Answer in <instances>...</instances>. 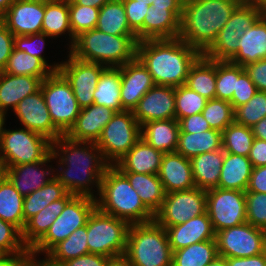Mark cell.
<instances>
[{
	"instance_id": "64",
	"label": "cell",
	"mask_w": 266,
	"mask_h": 266,
	"mask_svg": "<svg viewBox=\"0 0 266 266\" xmlns=\"http://www.w3.org/2000/svg\"><path fill=\"white\" fill-rule=\"evenodd\" d=\"M23 255L0 254V266H14Z\"/></svg>"
},
{
	"instance_id": "4",
	"label": "cell",
	"mask_w": 266,
	"mask_h": 266,
	"mask_svg": "<svg viewBox=\"0 0 266 266\" xmlns=\"http://www.w3.org/2000/svg\"><path fill=\"white\" fill-rule=\"evenodd\" d=\"M96 207L103 213L129 224L147 223L154 215L145 207L128 179L115 167L109 166L101 180Z\"/></svg>"
},
{
	"instance_id": "10",
	"label": "cell",
	"mask_w": 266,
	"mask_h": 266,
	"mask_svg": "<svg viewBox=\"0 0 266 266\" xmlns=\"http://www.w3.org/2000/svg\"><path fill=\"white\" fill-rule=\"evenodd\" d=\"M51 143L46 137L27 128L10 130L4 127L0 161L6 168L42 161L51 152Z\"/></svg>"
},
{
	"instance_id": "9",
	"label": "cell",
	"mask_w": 266,
	"mask_h": 266,
	"mask_svg": "<svg viewBox=\"0 0 266 266\" xmlns=\"http://www.w3.org/2000/svg\"><path fill=\"white\" fill-rule=\"evenodd\" d=\"M141 138V125L133 111L116 112L103 128L96 145L104 160L114 166Z\"/></svg>"
},
{
	"instance_id": "11",
	"label": "cell",
	"mask_w": 266,
	"mask_h": 266,
	"mask_svg": "<svg viewBox=\"0 0 266 266\" xmlns=\"http://www.w3.org/2000/svg\"><path fill=\"white\" fill-rule=\"evenodd\" d=\"M54 126L63 134L75 124L81 108L69 82L59 72H52L42 81L41 88Z\"/></svg>"
},
{
	"instance_id": "48",
	"label": "cell",
	"mask_w": 266,
	"mask_h": 266,
	"mask_svg": "<svg viewBox=\"0 0 266 266\" xmlns=\"http://www.w3.org/2000/svg\"><path fill=\"white\" fill-rule=\"evenodd\" d=\"M266 117V92L257 91L245 104L234 109V122L253 127L262 118Z\"/></svg>"
},
{
	"instance_id": "36",
	"label": "cell",
	"mask_w": 266,
	"mask_h": 266,
	"mask_svg": "<svg viewBox=\"0 0 266 266\" xmlns=\"http://www.w3.org/2000/svg\"><path fill=\"white\" fill-rule=\"evenodd\" d=\"M121 67H106L99 77L94 91V104L108 107L115 112H122L120 97Z\"/></svg>"
},
{
	"instance_id": "74",
	"label": "cell",
	"mask_w": 266,
	"mask_h": 266,
	"mask_svg": "<svg viewBox=\"0 0 266 266\" xmlns=\"http://www.w3.org/2000/svg\"><path fill=\"white\" fill-rule=\"evenodd\" d=\"M36 254H35V266H46L44 263H43V260H36Z\"/></svg>"
},
{
	"instance_id": "37",
	"label": "cell",
	"mask_w": 266,
	"mask_h": 266,
	"mask_svg": "<svg viewBox=\"0 0 266 266\" xmlns=\"http://www.w3.org/2000/svg\"><path fill=\"white\" fill-rule=\"evenodd\" d=\"M186 86L210 100L216 95V61L203 54L191 66Z\"/></svg>"
},
{
	"instance_id": "5",
	"label": "cell",
	"mask_w": 266,
	"mask_h": 266,
	"mask_svg": "<svg viewBox=\"0 0 266 266\" xmlns=\"http://www.w3.org/2000/svg\"><path fill=\"white\" fill-rule=\"evenodd\" d=\"M137 44V36L111 35L95 28L77 36L69 53L84 62L121 67L136 58Z\"/></svg>"
},
{
	"instance_id": "14",
	"label": "cell",
	"mask_w": 266,
	"mask_h": 266,
	"mask_svg": "<svg viewBox=\"0 0 266 266\" xmlns=\"http://www.w3.org/2000/svg\"><path fill=\"white\" fill-rule=\"evenodd\" d=\"M206 194V211L216 233L247 222L244 191L217 187L207 190Z\"/></svg>"
},
{
	"instance_id": "57",
	"label": "cell",
	"mask_w": 266,
	"mask_h": 266,
	"mask_svg": "<svg viewBox=\"0 0 266 266\" xmlns=\"http://www.w3.org/2000/svg\"><path fill=\"white\" fill-rule=\"evenodd\" d=\"M180 132L185 133H197L210 130L208 122L203 117L202 113L193 114L188 117H184L179 121Z\"/></svg>"
},
{
	"instance_id": "66",
	"label": "cell",
	"mask_w": 266,
	"mask_h": 266,
	"mask_svg": "<svg viewBox=\"0 0 266 266\" xmlns=\"http://www.w3.org/2000/svg\"><path fill=\"white\" fill-rule=\"evenodd\" d=\"M77 5L101 8L110 0H73Z\"/></svg>"
},
{
	"instance_id": "27",
	"label": "cell",
	"mask_w": 266,
	"mask_h": 266,
	"mask_svg": "<svg viewBox=\"0 0 266 266\" xmlns=\"http://www.w3.org/2000/svg\"><path fill=\"white\" fill-rule=\"evenodd\" d=\"M164 153L142 138L114 165L120 172L158 175Z\"/></svg>"
},
{
	"instance_id": "22",
	"label": "cell",
	"mask_w": 266,
	"mask_h": 266,
	"mask_svg": "<svg viewBox=\"0 0 266 266\" xmlns=\"http://www.w3.org/2000/svg\"><path fill=\"white\" fill-rule=\"evenodd\" d=\"M115 113L108 107L96 104L82 108L66 136L74 141L97 142L103 128Z\"/></svg>"
},
{
	"instance_id": "73",
	"label": "cell",
	"mask_w": 266,
	"mask_h": 266,
	"mask_svg": "<svg viewBox=\"0 0 266 266\" xmlns=\"http://www.w3.org/2000/svg\"><path fill=\"white\" fill-rule=\"evenodd\" d=\"M6 177V167L5 165L0 161V183L4 180Z\"/></svg>"
},
{
	"instance_id": "61",
	"label": "cell",
	"mask_w": 266,
	"mask_h": 266,
	"mask_svg": "<svg viewBox=\"0 0 266 266\" xmlns=\"http://www.w3.org/2000/svg\"><path fill=\"white\" fill-rule=\"evenodd\" d=\"M227 266H266V251L256 256L245 258H226Z\"/></svg>"
},
{
	"instance_id": "41",
	"label": "cell",
	"mask_w": 266,
	"mask_h": 266,
	"mask_svg": "<svg viewBox=\"0 0 266 266\" xmlns=\"http://www.w3.org/2000/svg\"><path fill=\"white\" fill-rule=\"evenodd\" d=\"M217 256L216 240H206L173 251L172 266H209Z\"/></svg>"
},
{
	"instance_id": "55",
	"label": "cell",
	"mask_w": 266,
	"mask_h": 266,
	"mask_svg": "<svg viewBox=\"0 0 266 266\" xmlns=\"http://www.w3.org/2000/svg\"><path fill=\"white\" fill-rule=\"evenodd\" d=\"M14 35L0 21V71L5 68L14 48Z\"/></svg>"
},
{
	"instance_id": "1",
	"label": "cell",
	"mask_w": 266,
	"mask_h": 266,
	"mask_svg": "<svg viewBox=\"0 0 266 266\" xmlns=\"http://www.w3.org/2000/svg\"><path fill=\"white\" fill-rule=\"evenodd\" d=\"M51 153L54 159L59 158L61 168L54 177L67 192L96 199L92 187L96 186L99 195L101 180L110 166L96 142L74 141L62 135L51 143Z\"/></svg>"
},
{
	"instance_id": "45",
	"label": "cell",
	"mask_w": 266,
	"mask_h": 266,
	"mask_svg": "<svg viewBox=\"0 0 266 266\" xmlns=\"http://www.w3.org/2000/svg\"><path fill=\"white\" fill-rule=\"evenodd\" d=\"M245 70L229 61H216L215 98L230 102L237 86L239 75Z\"/></svg>"
},
{
	"instance_id": "25",
	"label": "cell",
	"mask_w": 266,
	"mask_h": 266,
	"mask_svg": "<svg viewBox=\"0 0 266 266\" xmlns=\"http://www.w3.org/2000/svg\"><path fill=\"white\" fill-rule=\"evenodd\" d=\"M44 79L0 71V114L6 116L9 107L14 110L26 96L39 91Z\"/></svg>"
},
{
	"instance_id": "19",
	"label": "cell",
	"mask_w": 266,
	"mask_h": 266,
	"mask_svg": "<svg viewBox=\"0 0 266 266\" xmlns=\"http://www.w3.org/2000/svg\"><path fill=\"white\" fill-rule=\"evenodd\" d=\"M155 85L151 74L137 57L122 65L120 97L123 110L133 111Z\"/></svg>"
},
{
	"instance_id": "28",
	"label": "cell",
	"mask_w": 266,
	"mask_h": 266,
	"mask_svg": "<svg viewBox=\"0 0 266 266\" xmlns=\"http://www.w3.org/2000/svg\"><path fill=\"white\" fill-rule=\"evenodd\" d=\"M74 196L67 193L63 198L50 203L26 222L22 231V240L29 250L47 233L50 226L64 210L65 205Z\"/></svg>"
},
{
	"instance_id": "75",
	"label": "cell",
	"mask_w": 266,
	"mask_h": 266,
	"mask_svg": "<svg viewBox=\"0 0 266 266\" xmlns=\"http://www.w3.org/2000/svg\"><path fill=\"white\" fill-rule=\"evenodd\" d=\"M139 2H146L149 6L153 3V0H137Z\"/></svg>"
},
{
	"instance_id": "16",
	"label": "cell",
	"mask_w": 266,
	"mask_h": 266,
	"mask_svg": "<svg viewBox=\"0 0 266 266\" xmlns=\"http://www.w3.org/2000/svg\"><path fill=\"white\" fill-rule=\"evenodd\" d=\"M68 57L67 61L60 62L58 71L69 82L78 105L82 109L94 104L93 94L106 66L78 60L70 53Z\"/></svg>"
},
{
	"instance_id": "20",
	"label": "cell",
	"mask_w": 266,
	"mask_h": 266,
	"mask_svg": "<svg viewBox=\"0 0 266 266\" xmlns=\"http://www.w3.org/2000/svg\"><path fill=\"white\" fill-rule=\"evenodd\" d=\"M133 114L141 126L150 121L175 118V88L155 85L140 99Z\"/></svg>"
},
{
	"instance_id": "39",
	"label": "cell",
	"mask_w": 266,
	"mask_h": 266,
	"mask_svg": "<svg viewBox=\"0 0 266 266\" xmlns=\"http://www.w3.org/2000/svg\"><path fill=\"white\" fill-rule=\"evenodd\" d=\"M67 193L65 187L54 177L45 186L24 196V227L30 218L41 212L50 203L63 198Z\"/></svg>"
},
{
	"instance_id": "53",
	"label": "cell",
	"mask_w": 266,
	"mask_h": 266,
	"mask_svg": "<svg viewBox=\"0 0 266 266\" xmlns=\"http://www.w3.org/2000/svg\"><path fill=\"white\" fill-rule=\"evenodd\" d=\"M126 10L130 29L136 34L137 40L143 41V21L149 9L146 2L137 0H122Z\"/></svg>"
},
{
	"instance_id": "21",
	"label": "cell",
	"mask_w": 266,
	"mask_h": 266,
	"mask_svg": "<svg viewBox=\"0 0 266 266\" xmlns=\"http://www.w3.org/2000/svg\"><path fill=\"white\" fill-rule=\"evenodd\" d=\"M52 159L54 160L50 152L42 161L10 166L6 168V178L22 196L29 195L54 179L55 173L51 172L56 171L52 169V166H49L50 169L42 168L48 166L46 164L51 162Z\"/></svg>"
},
{
	"instance_id": "70",
	"label": "cell",
	"mask_w": 266,
	"mask_h": 266,
	"mask_svg": "<svg viewBox=\"0 0 266 266\" xmlns=\"http://www.w3.org/2000/svg\"><path fill=\"white\" fill-rule=\"evenodd\" d=\"M250 2L256 4L263 13L266 12V0H250Z\"/></svg>"
},
{
	"instance_id": "35",
	"label": "cell",
	"mask_w": 266,
	"mask_h": 266,
	"mask_svg": "<svg viewBox=\"0 0 266 266\" xmlns=\"http://www.w3.org/2000/svg\"><path fill=\"white\" fill-rule=\"evenodd\" d=\"M69 34L71 41L69 49L74 45L75 37L72 35L69 20V0H45V13L42 22V33L51 38Z\"/></svg>"
},
{
	"instance_id": "72",
	"label": "cell",
	"mask_w": 266,
	"mask_h": 266,
	"mask_svg": "<svg viewBox=\"0 0 266 266\" xmlns=\"http://www.w3.org/2000/svg\"><path fill=\"white\" fill-rule=\"evenodd\" d=\"M6 116L0 114V147H1V139H2V132L5 125V118Z\"/></svg>"
},
{
	"instance_id": "13",
	"label": "cell",
	"mask_w": 266,
	"mask_h": 266,
	"mask_svg": "<svg viewBox=\"0 0 266 266\" xmlns=\"http://www.w3.org/2000/svg\"><path fill=\"white\" fill-rule=\"evenodd\" d=\"M205 190L194 187L188 190L167 193L154 220L164 227L176 226L204 214L207 209Z\"/></svg>"
},
{
	"instance_id": "2",
	"label": "cell",
	"mask_w": 266,
	"mask_h": 266,
	"mask_svg": "<svg viewBox=\"0 0 266 266\" xmlns=\"http://www.w3.org/2000/svg\"><path fill=\"white\" fill-rule=\"evenodd\" d=\"M201 55L199 50L178 37L139 41L136 57L156 85L176 88L186 84L191 66Z\"/></svg>"
},
{
	"instance_id": "43",
	"label": "cell",
	"mask_w": 266,
	"mask_h": 266,
	"mask_svg": "<svg viewBox=\"0 0 266 266\" xmlns=\"http://www.w3.org/2000/svg\"><path fill=\"white\" fill-rule=\"evenodd\" d=\"M87 223L75 230L68 238L55 245L47 255L54 261L64 263L70 259L89 254Z\"/></svg>"
},
{
	"instance_id": "68",
	"label": "cell",
	"mask_w": 266,
	"mask_h": 266,
	"mask_svg": "<svg viewBox=\"0 0 266 266\" xmlns=\"http://www.w3.org/2000/svg\"><path fill=\"white\" fill-rule=\"evenodd\" d=\"M45 257L46 258L43 259V263L46 266H67L65 263L52 260L47 254H45Z\"/></svg>"
},
{
	"instance_id": "38",
	"label": "cell",
	"mask_w": 266,
	"mask_h": 266,
	"mask_svg": "<svg viewBox=\"0 0 266 266\" xmlns=\"http://www.w3.org/2000/svg\"><path fill=\"white\" fill-rule=\"evenodd\" d=\"M96 29L111 35L136 36L129 27L122 0H110L100 8Z\"/></svg>"
},
{
	"instance_id": "23",
	"label": "cell",
	"mask_w": 266,
	"mask_h": 266,
	"mask_svg": "<svg viewBox=\"0 0 266 266\" xmlns=\"http://www.w3.org/2000/svg\"><path fill=\"white\" fill-rule=\"evenodd\" d=\"M172 252L206 240H216V232L207 211L186 223L166 228Z\"/></svg>"
},
{
	"instance_id": "54",
	"label": "cell",
	"mask_w": 266,
	"mask_h": 266,
	"mask_svg": "<svg viewBox=\"0 0 266 266\" xmlns=\"http://www.w3.org/2000/svg\"><path fill=\"white\" fill-rule=\"evenodd\" d=\"M257 87L244 70L237 79L236 90L230 101L233 109L247 103L257 92Z\"/></svg>"
},
{
	"instance_id": "6",
	"label": "cell",
	"mask_w": 266,
	"mask_h": 266,
	"mask_svg": "<svg viewBox=\"0 0 266 266\" xmlns=\"http://www.w3.org/2000/svg\"><path fill=\"white\" fill-rule=\"evenodd\" d=\"M123 259L132 266H172L166 229L155 220L130 224Z\"/></svg>"
},
{
	"instance_id": "3",
	"label": "cell",
	"mask_w": 266,
	"mask_h": 266,
	"mask_svg": "<svg viewBox=\"0 0 266 266\" xmlns=\"http://www.w3.org/2000/svg\"><path fill=\"white\" fill-rule=\"evenodd\" d=\"M242 0H184L179 38L202 54Z\"/></svg>"
},
{
	"instance_id": "18",
	"label": "cell",
	"mask_w": 266,
	"mask_h": 266,
	"mask_svg": "<svg viewBox=\"0 0 266 266\" xmlns=\"http://www.w3.org/2000/svg\"><path fill=\"white\" fill-rule=\"evenodd\" d=\"M45 0H15L0 17L14 36L42 33Z\"/></svg>"
},
{
	"instance_id": "56",
	"label": "cell",
	"mask_w": 266,
	"mask_h": 266,
	"mask_svg": "<svg viewBox=\"0 0 266 266\" xmlns=\"http://www.w3.org/2000/svg\"><path fill=\"white\" fill-rule=\"evenodd\" d=\"M244 68L257 90L266 92V59L249 63Z\"/></svg>"
},
{
	"instance_id": "42",
	"label": "cell",
	"mask_w": 266,
	"mask_h": 266,
	"mask_svg": "<svg viewBox=\"0 0 266 266\" xmlns=\"http://www.w3.org/2000/svg\"><path fill=\"white\" fill-rule=\"evenodd\" d=\"M2 72L10 75H29L47 78L53 71L40 58L13 48Z\"/></svg>"
},
{
	"instance_id": "62",
	"label": "cell",
	"mask_w": 266,
	"mask_h": 266,
	"mask_svg": "<svg viewBox=\"0 0 266 266\" xmlns=\"http://www.w3.org/2000/svg\"><path fill=\"white\" fill-rule=\"evenodd\" d=\"M183 2L184 0H153L151 5L153 8L170 10L181 21Z\"/></svg>"
},
{
	"instance_id": "31",
	"label": "cell",
	"mask_w": 266,
	"mask_h": 266,
	"mask_svg": "<svg viewBox=\"0 0 266 266\" xmlns=\"http://www.w3.org/2000/svg\"><path fill=\"white\" fill-rule=\"evenodd\" d=\"M224 160V150L206 152L190 159L196 187L202 190L217 188Z\"/></svg>"
},
{
	"instance_id": "12",
	"label": "cell",
	"mask_w": 266,
	"mask_h": 266,
	"mask_svg": "<svg viewBox=\"0 0 266 266\" xmlns=\"http://www.w3.org/2000/svg\"><path fill=\"white\" fill-rule=\"evenodd\" d=\"M95 208L96 199L88 196H74L30 252L36 255L47 254L60 241L68 238L78 228L85 226Z\"/></svg>"
},
{
	"instance_id": "59",
	"label": "cell",
	"mask_w": 266,
	"mask_h": 266,
	"mask_svg": "<svg viewBox=\"0 0 266 266\" xmlns=\"http://www.w3.org/2000/svg\"><path fill=\"white\" fill-rule=\"evenodd\" d=\"M246 192L266 193V165L253 167Z\"/></svg>"
},
{
	"instance_id": "24",
	"label": "cell",
	"mask_w": 266,
	"mask_h": 266,
	"mask_svg": "<svg viewBox=\"0 0 266 266\" xmlns=\"http://www.w3.org/2000/svg\"><path fill=\"white\" fill-rule=\"evenodd\" d=\"M158 177L166 194L196 187L190 159L177 152L164 153Z\"/></svg>"
},
{
	"instance_id": "67",
	"label": "cell",
	"mask_w": 266,
	"mask_h": 266,
	"mask_svg": "<svg viewBox=\"0 0 266 266\" xmlns=\"http://www.w3.org/2000/svg\"><path fill=\"white\" fill-rule=\"evenodd\" d=\"M15 0H0V17L9 9Z\"/></svg>"
},
{
	"instance_id": "63",
	"label": "cell",
	"mask_w": 266,
	"mask_h": 266,
	"mask_svg": "<svg viewBox=\"0 0 266 266\" xmlns=\"http://www.w3.org/2000/svg\"><path fill=\"white\" fill-rule=\"evenodd\" d=\"M254 138L266 141V117L251 127Z\"/></svg>"
},
{
	"instance_id": "46",
	"label": "cell",
	"mask_w": 266,
	"mask_h": 266,
	"mask_svg": "<svg viewBox=\"0 0 266 266\" xmlns=\"http://www.w3.org/2000/svg\"><path fill=\"white\" fill-rule=\"evenodd\" d=\"M208 99L191 90L186 85L175 88V119L201 113Z\"/></svg>"
},
{
	"instance_id": "50",
	"label": "cell",
	"mask_w": 266,
	"mask_h": 266,
	"mask_svg": "<svg viewBox=\"0 0 266 266\" xmlns=\"http://www.w3.org/2000/svg\"><path fill=\"white\" fill-rule=\"evenodd\" d=\"M29 251L22 240V232L0 219V254L25 255Z\"/></svg>"
},
{
	"instance_id": "49",
	"label": "cell",
	"mask_w": 266,
	"mask_h": 266,
	"mask_svg": "<svg viewBox=\"0 0 266 266\" xmlns=\"http://www.w3.org/2000/svg\"><path fill=\"white\" fill-rule=\"evenodd\" d=\"M100 8L77 5L69 0V20L72 35L76 38L82 32L96 28Z\"/></svg>"
},
{
	"instance_id": "51",
	"label": "cell",
	"mask_w": 266,
	"mask_h": 266,
	"mask_svg": "<svg viewBox=\"0 0 266 266\" xmlns=\"http://www.w3.org/2000/svg\"><path fill=\"white\" fill-rule=\"evenodd\" d=\"M246 220L254 227L266 229V193L245 192Z\"/></svg>"
},
{
	"instance_id": "44",
	"label": "cell",
	"mask_w": 266,
	"mask_h": 266,
	"mask_svg": "<svg viewBox=\"0 0 266 266\" xmlns=\"http://www.w3.org/2000/svg\"><path fill=\"white\" fill-rule=\"evenodd\" d=\"M253 140L254 135L250 127L233 122L222 132V149L224 152L248 157Z\"/></svg>"
},
{
	"instance_id": "65",
	"label": "cell",
	"mask_w": 266,
	"mask_h": 266,
	"mask_svg": "<svg viewBox=\"0 0 266 266\" xmlns=\"http://www.w3.org/2000/svg\"><path fill=\"white\" fill-rule=\"evenodd\" d=\"M14 266H35V254L30 251L23 255Z\"/></svg>"
},
{
	"instance_id": "58",
	"label": "cell",
	"mask_w": 266,
	"mask_h": 266,
	"mask_svg": "<svg viewBox=\"0 0 266 266\" xmlns=\"http://www.w3.org/2000/svg\"><path fill=\"white\" fill-rule=\"evenodd\" d=\"M114 259L100 254L89 253L64 262L67 266H109Z\"/></svg>"
},
{
	"instance_id": "15",
	"label": "cell",
	"mask_w": 266,
	"mask_h": 266,
	"mask_svg": "<svg viewBox=\"0 0 266 266\" xmlns=\"http://www.w3.org/2000/svg\"><path fill=\"white\" fill-rule=\"evenodd\" d=\"M218 255L225 258H245L266 251L265 230L245 222L216 233Z\"/></svg>"
},
{
	"instance_id": "32",
	"label": "cell",
	"mask_w": 266,
	"mask_h": 266,
	"mask_svg": "<svg viewBox=\"0 0 266 266\" xmlns=\"http://www.w3.org/2000/svg\"><path fill=\"white\" fill-rule=\"evenodd\" d=\"M180 34V20L168 9L149 6L143 21V40L173 39Z\"/></svg>"
},
{
	"instance_id": "33",
	"label": "cell",
	"mask_w": 266,
	"mask_h": 266,
	"mask_svg": "<svg viewBox=\"0 0 266 266\" xmlns=\"http://www.w3.org/2000/svg\"><path fill=\"white\" fill-rule=\"evenodd\" d=\"M135 189L145 207L155 215L162 206L166 192L156 174L121 172Z\"/></svg>"
},
{
	"instance_id": "71",
	"label": "cell",
	"mask_w": 266,
	"mask_h": 266,
	"mask_svg": "<svg viewBox=\"0 0 266 266\" xmlns=\"http://www.w3.org/2000/svg\"><path fill=\"white\" fill-rule=\"evenodd\" d=\"M109 266H132L128 262H126L123 258L113 260Z\"/></svg>"
},
{
	"instance_id": "34",
	"label": "cell",
	"mask_w": 266,
	"mask_h": 266,
	"mask_svg": "<svg viewBox=\"0 0 266 266\" xmlns=\"http://www.w3.org/2000/svg\"><path fill=\"white\" fill-rule=\"evenodd\" d=\"M222 149V132L210 129L197 133L179 132L176 152L187 159Z\"/></svg>"
},
{
	"instance_id": "17",
	"label": "cell",
	"mask_w": 266,
	"mask_h": 266,
	"mask_svg": "<svg viewBox=\"0 0 266 266\" xmlns=\"http://www.w3.org/2000/svg\"><path fill=\"white\" fill-rule=\"evenodd\" d=\"M13 111L24 128L46 137L51 142L63 135L51 120L41 89L26 96Z\"/></svg>"
},
{
	"instance_id": "60",
	"label": "cell",
	"mask_w": 266,
	"mask_h": 266,
	"mask_svg": "<svg viewBox=\"0 0 266 266\" xmlns=\"http://www.w3.org/2000/svg\"><path fill=\"white\" fill-rule=\"evenodd\" d=\"M253 167L266 165V141L254 138L248 156Z\"/></svg>"
},
{
	"instance_id": "7",
	"label": "cell",
	"mask_w": 266,
	"mask_h": 266,
	"mask_svg": "<svg viewBox=\"0 0 266 266\" xmlns=\"http://www.w3.org/2000/svg\"><path fill=\"white\" fill-rule=\"evenodd\" d=\"M129 227L127 221L105 214L96 207L87 220L89 253L114 260L123 258Z\"/></svg>"
},
{
	"instance_id": "52",
	"label": "cell",
	"mask_w": 266,
	"mask_h": 266,
	"mask_svg": "<svg viewBox=\"0 0 266 266\" xmlns=\"http://www.w3.org/2000/svg\"><path fill=\"white\" fill-rule=\"evenodd\" d=\"M47 37L49 38L50 36H47L45 33L15 36L14 48L40 58L53 72H56L60 64L54 63L53 65H48L46 59L41 54Z\"/></svg>"
},
{
	"instance_id": "26",
	"label": "cell",
	"mask_w": 266,
	"mask_h": 266,
	"mask_svg": "<svg viewBox=\"0 0 266 266\" xmlns=\"http://www.w3.org/2000/svg\"><path fill=\"white\" fill-rule=\"evenodd\" d=\"M238 51L229 61L242 67L266 59V16L263 14L238 41Z\"/></svg>"
},
{
	"instance_id": "40",
	"label": "cell",
	"mask_w": 266,
	"mask_h": 266,
	"mask_svg": "<svg viewBox=\"0 0 266 266\" xmlns=\"http://www.w3.org/2000/svg\"><path fill=\"white\" fill-rule=\"evenodd\" d=\"M23 201L24 196L5 177L0 183V219L13 224L21 232L24 229Z\"/></svg>"
},
{
	"instance_id": "29",
	"label": "cell",
	"mask_w": 266,
	"mask_h": 266,
	"mask_svg": "<svg viewBox=\"0 0 266 266\" xmlns=\"http://www.w3.org/2000/svg\"><path fill=\"white\" fill-rule=\"evenodd\" d=\"M179 132V122L175 118L150 121L141 126V138L163 153L176 152Z\"/></svg>"
},
{
	"instance_id": "47",
	"label": "cell",
	"mask_w": 266,
	"mask_h": 266,
	"mask_svg": "<svg viewBox=\"0 0 266 266\" xmlns=\"http://www.w3.org/2000/svg\"><path fill=\"white\" fill-rule=\"evenodd\" d=\"M201 113L211 129L221 132L234 122V109L231 103L225 100L217 98L207 100Z\"/></svg>"
},
{
	"instance_id": "8",
	"label": "cell",
	"mask_w": 266,
	"mask_h": 266,
	"mask_svg": "<svg viewBox=\"0 0 266 266\" xmlns=\"http://www.w3.org/2000/svg\"><path fill=\"white\" fill-rule=\"evenodd\" d=\"M262 15L263 12L256 4L250 1H242L218 33L216 40L203 55L214 61H230L238 51L239 38Z\"/></svg>"
},
{
	"instance_id": "69",
	"label": "cell",
	"mask_w": 266,
	"mask_h": 266,
	"mask_svg": "<svg viewBox=\"0 0 266 266\" xmlns=\"http://www.w3.org/2000/svg\"><path fill=\"white\" fill-rule=\"evenodd\" d=\"M209 266H227L226 258L222 256H217Z\"/></svg>"
},
{
	"instance_id": "30",
	"label": "cell",
	"mask_w": 266,
	"mask_h": 266,
	"mask_svg": "<svg viewBox=\"0 0 266 266\" xmlns=\"http://www.w3.org/2000/svg\"><path fill=\"white\" fill-rule=\"evenodd\" d=\"M253 165L248 157L224 152L218 188L246 192Z\"/></svg>"
}]
</instances>
